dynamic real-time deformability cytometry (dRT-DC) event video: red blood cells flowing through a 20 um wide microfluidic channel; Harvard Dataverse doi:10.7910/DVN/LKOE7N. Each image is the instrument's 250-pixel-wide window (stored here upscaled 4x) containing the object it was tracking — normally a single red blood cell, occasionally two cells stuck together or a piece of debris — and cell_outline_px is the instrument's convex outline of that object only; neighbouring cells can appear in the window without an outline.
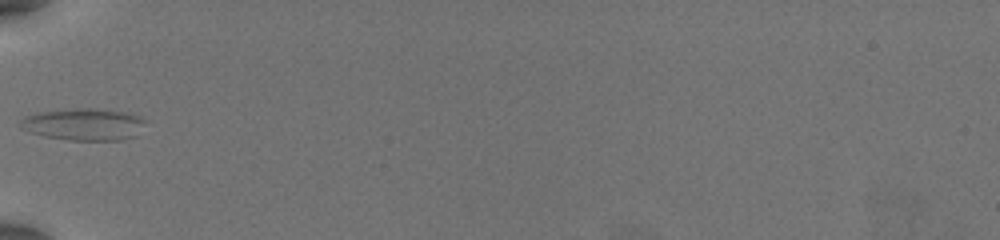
{"species": "common noctule bat (a hibernating species)", "species_latin": "Nyctalus noctula", "temperature_condition": "warm", "stored_images_in_passage": 16, "camera_frame_rate_fps": 3000, "um_per_image_px": 0.085, "animal": {"sex": "female", "body_mass_g": 19.5, "forearm_length_mm": 54.1}, "frame": {"image": 1, "passage_image": 1, "time_ms": 0.0, "image_size_px": [1000, 240], "cell_outline_px": [[144, 120], [136, 136], [120, 140], [68, 140], [44, 136], [28, 132], [20, 128], [20, 120], [24, 116], [40, 112], [80, 108], [92, 108], [132, 112], [140, 116]], "centroid_in_image_um": [7.1, 10.56], "position_along_channel_um": 77.9, "area_um2": 23.35}}
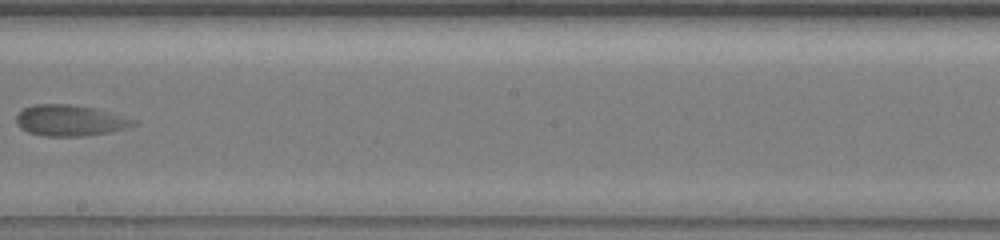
{"frame": {"image": 2, "passage_image": 7, "time_ms": 2.0, "image_size_px": [1000, 240], "cell_outline_px": [[140, 120], [136, 124], [124, 128], [108, 132], [84, 136], [44, 136], [28, 132], [20, 128], [16, 124], [16, 116], [24, 108], [36, 104], [68, 104], [96, 108]], "centroid_in_image_um": [5.96, 10.24], "position_along_channel_um": 242.2, "area_um2": 21.27}}
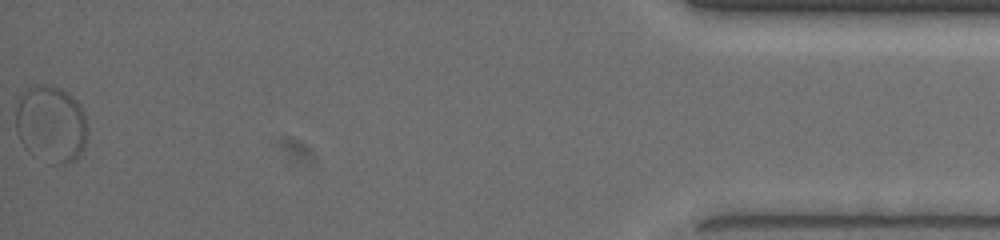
{"frame": {"image": 3, "passage_image": 16, "time_ms": 5.0, "image_size_px": [1000, 240], "cell_outline_px": [[88, 132], [84, 148], [76, 160], [68, 164], [52, 164], [32, 156], [24, 148], [16, 132], [16, 108], [20, 96], [28, 88], [36, 84], [52, 84], [68, 92], [80, 104], [84, 112], [88, 128]], "centroid_in_image_um": [4.35, 10.56], "position_along_channel_um": 430.9, "area_um2": 33.06}}